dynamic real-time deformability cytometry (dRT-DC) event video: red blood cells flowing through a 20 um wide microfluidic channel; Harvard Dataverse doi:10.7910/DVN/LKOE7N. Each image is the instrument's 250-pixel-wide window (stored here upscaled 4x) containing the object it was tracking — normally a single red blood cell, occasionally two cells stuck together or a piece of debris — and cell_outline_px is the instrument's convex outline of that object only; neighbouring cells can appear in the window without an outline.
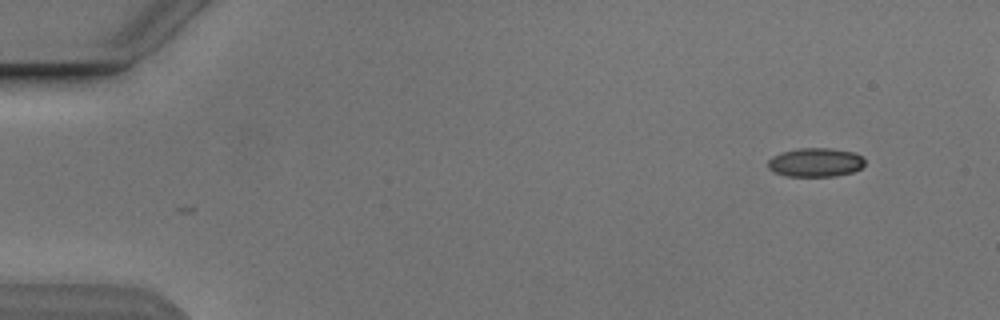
{"species": "Egyptian fruit bat (a non-hibernating species)", "species_latin": "Rousettus aegyptiacus", "temperature_condition": "cold", "stored_images_in_passage": 2, "camera_frame_rate_fps": 3000, "um_per_image_px": 0.085, "animal": {"sex": "male"}, "frame": {"image": 1, "passage_image": 2, "time_ms": 1.0, "image_size_px": [1000, 320], "cell_outline_px": [[864, 164], [860, 168], [852, 172], [832, 176], [788, 176], [776, 172], [768, 168], [768, 160], [772, 156], [780, 152], [800, 148], [828, 148], [852, 152], [860, 156], [864, 160]], "centroid_in_image_um": [69.28, 13.8], "position_along_channel_um": 15.7, "area_um2": 16.07}}